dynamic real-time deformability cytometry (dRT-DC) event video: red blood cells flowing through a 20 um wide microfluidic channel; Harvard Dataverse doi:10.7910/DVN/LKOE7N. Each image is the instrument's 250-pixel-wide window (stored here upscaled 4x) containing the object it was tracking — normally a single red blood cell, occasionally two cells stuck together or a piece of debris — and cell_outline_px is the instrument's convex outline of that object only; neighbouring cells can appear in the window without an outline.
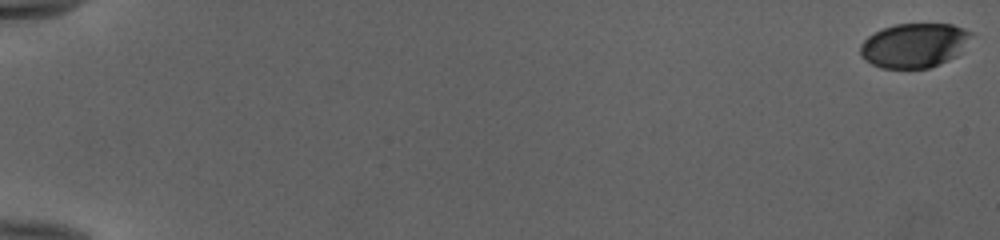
{"species": "human", "species_latin": "Homo sapiens", "temperature_condition": "cold", "stored_images_in_passage": 54, "camera_frame_rate_fps": 3000, "um_per_image_px": 0.085, "donor": {"sex": "female"}, "frame": {"image": 1, "passage_image": 1, "time_ms": 0.0, "image_size_px": [1000, 240], "cell_outline_px": [[972, 32], [956, 56], [940, 64], [928, 68], [880, 68], [864, 60], [860, 56], [860, 44], [868, 36], [884, 28], [896, 24], [952, 24], [964, 28]], "centroid_in_image_um": [77.66, 3.86], "position_along_channel_um": 7.3, "area_um2": 28.44}}
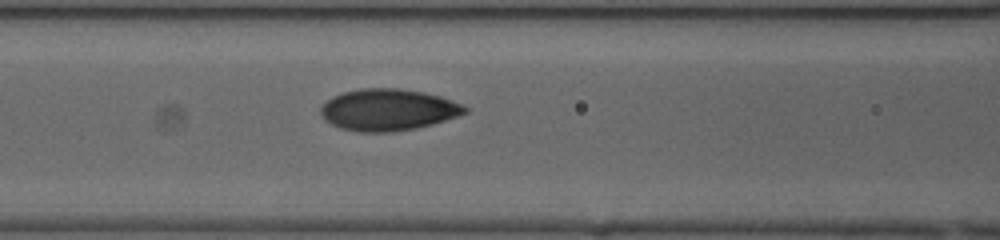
{"frame": {"image": 2, "passage_image": 26, "time_ms": 8.333, "image_size_px": [1000, 240], "cell_outline_px": [[468, 112], [432, 124], [416, 128], [392, 132], [360, 132], [340, 128], [324, 120], [320, 112], [320, 108], [332, 96], [344, 92], [364, 88], [396, 88], [424, 92], [440, 96], [452, 100], [468, 108]], "centroid_in_image_um": [32.97, 9.33], "position_along_channel_um": 133.6, "area_um2": 34.85}}
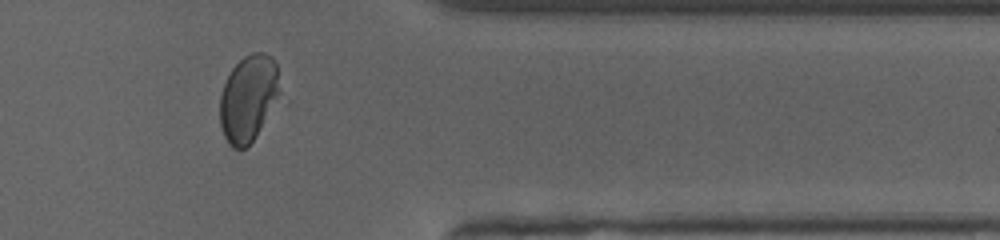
{"frame": {"image": 3, "passage_image": 46, "time_ms": 15.0, "image_size_px": [1000, 240], "cell_outline_px": [[280, 100], [252, 140], [244, 148], [232, 148], [228, 144], [224, 136], [220, 124], [220, 96], [224, 84], [232, 68], [244, 56], [252, 52], [264, 52], [272, 56], [276, 64], [280, 92]], "centroid_in_image_um": [21.13, 8.34], "position_along_channel_um": 390.3, "area_um2": 30.35}, "authors_computed_cell_mechanics": {"area_um2": 32.5125, "velocity_mm_per_s": 3.9872, "shape_relaxation_time_tau1_ms": 6.4525, "shape_relaxation_time_tau2_ms": null, "deformation_change_tau1": 0.2023, "deformation_change_tau2": null}}